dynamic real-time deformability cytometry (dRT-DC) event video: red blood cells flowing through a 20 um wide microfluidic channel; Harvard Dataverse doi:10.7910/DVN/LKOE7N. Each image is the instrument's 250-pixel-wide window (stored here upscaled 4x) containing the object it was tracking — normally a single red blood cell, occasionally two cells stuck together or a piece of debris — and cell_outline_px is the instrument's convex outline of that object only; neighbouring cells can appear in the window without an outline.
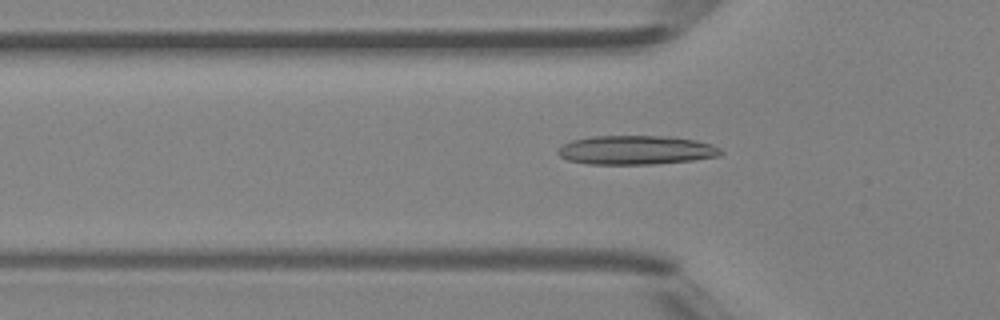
{"species": "Egyptian fruit bat (a non-hibernating species)", "species_latin": "Rousettus aegyptiacus", "temperature_condition": "room temperature", "stored_images_in_passage": 33, "camera_frame_rate_fps": 3000, "um_per_image_px": 0.085, "animal": {"sex": "female"}, "frame": {"image": 1, "passage_image": 2, "time_ms": 0.333, "image_size_px": [1000, 320], "cell_outline_px": [[724, 152], [720, 156], [692, 160], [656, 164], [588, 164], [568, 160], [560, 156], [556, 152], [564, 144], [572, 140], [592, 136], [672, 136], [696, 140], [712, 144], [720, 148]], "centroid_in_image_um": [54.1, 12.75], "position_along_channel_um": 71.7, "area_um2": 27.69}}
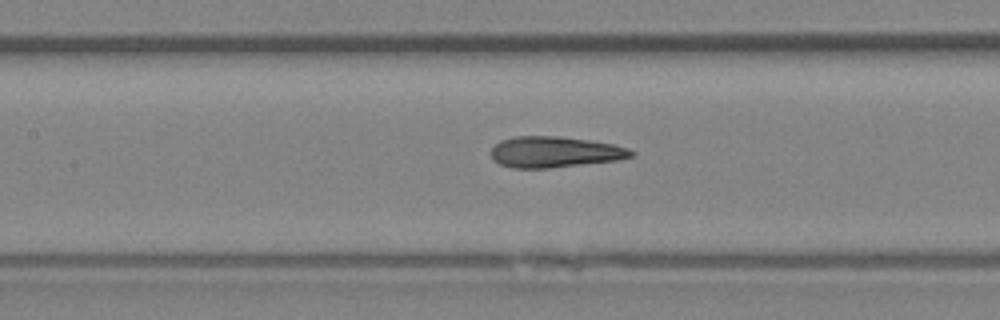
{"frame": {"image": 2, "passage_image": 8, "time_ms": 2.333, "image_size_px": [1000, 320], "cell_outline_px": [[636, 152], [632, 156], [616, 160], [552, 168], [512, 168], [500, 164], [492, 160], [492, 148], [500, 140], [516, 136], [556, 136], [588, 140], [612, 144], [628, 148]], "centroid_in_image_um": [47.13, 12.92], "position_along_channel_um": 160.3, "area_um2": 25.2}}
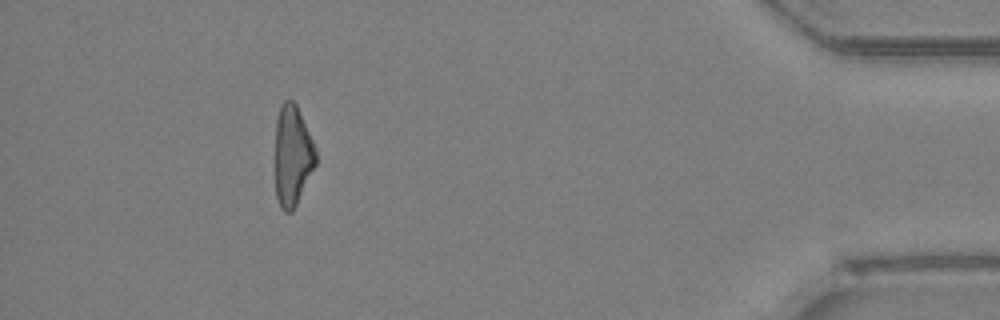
{"frame": {"image": 3, "passage_image": 29, "time_ms": 9.333, "image_size_px": [1000, 320], "cell_outline_px": [[316, 164], [292, 212], [284, 212], [280, 208], [276, 196], [276, 120], [280, 108], [284, 100], [292, 100], [296, 104], [316, 148]], "centroid_in_image_um": [24.86, 13.24], "position_along_channel_um": 410.3, "area_um2": 23.52}, "authors_computed_cell_mechanics": {"area_um2": 25.2008, "velocity_mm_per_s": 4.4216, "shape_relaxation_time_tau1_ms": 5.4201, "shape_relaxation_time_tau2_ms": 1.8381, "deformation_change_tau1": 0.1921, "deformation_change_tau2": 0.1184}}